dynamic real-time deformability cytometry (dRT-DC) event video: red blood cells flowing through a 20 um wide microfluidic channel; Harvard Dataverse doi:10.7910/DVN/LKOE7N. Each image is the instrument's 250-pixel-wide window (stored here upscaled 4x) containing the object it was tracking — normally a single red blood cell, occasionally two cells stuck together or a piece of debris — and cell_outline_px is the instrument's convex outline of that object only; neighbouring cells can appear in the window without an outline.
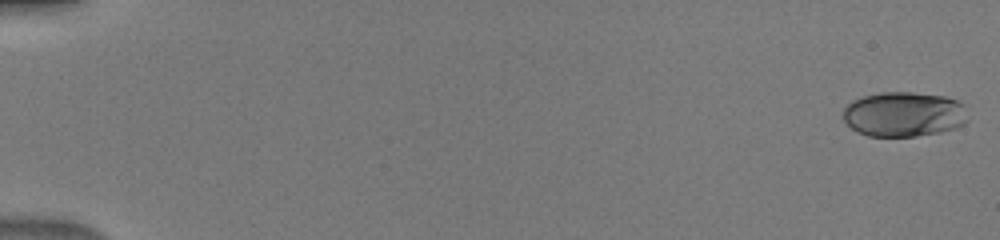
{"species": "human", "species_latin": "Homo sapiens", "temperature_condition": "warm", "stored_images_in_passage": 50, "camera_frame_rate_fps": 3000, "um_per_image_px": 0.085, "donor": {"sex": "male"}, "frame": {"image": 1, "passage_image": 1, "time_ms": 0.0, "image_size_px": [1000, 240], "cell_outline_px": [[968, 120], [964, 124], [956, 128], [940, 132], [916, 136], [868, 136], [856, 132], [844, 120], [844, 108], [852, 100], [864, 96], [880, 92], [912, 92], [944, 96], [956, 100], [964, 104]], "centroid_in_image_um": [76.84, 9.71], "position_along_channel_um": 8.2, "area_um2": 32.77}}
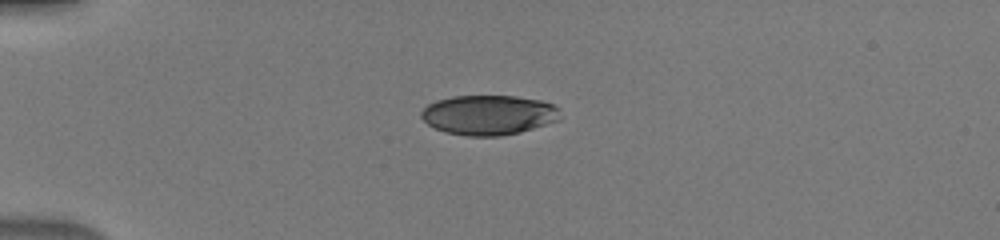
{"frame": {"image": 2, "passage_image": 14, "time_ms": 4.333, "image_size_px": [1000, 240], "cell_outline_px": [[560, 120], [520, 132], [500, 136], [468, 136], [444, 132], [428, 124], [420, 116], [420, 112], [428, 104], [436, 100], [452, 96], [516, 96], [540, 100], [552, 104], [560, 108]], "centroid_in_image_um": [41.54, 9.77], "position_along_channel_um": 43.5, "area_um2": 32.37}}
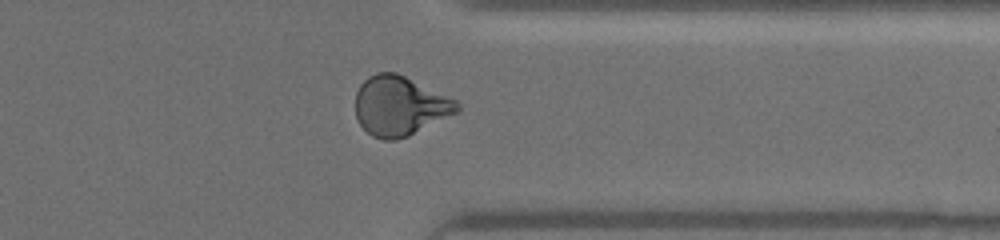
{"frame": {"image": 3, "passage_image": 41, "time_ms": 13.333, "image_size_px": [1000, 240], "cell_outline_px": [[460, 108], [456, 112], [408, 136], [396, 140], [384, 140], [372, 136], [356, 120], [356, 92], [360, 84], [368, 76], [376, 72], [396, 72], [456, 100], [460, 104]], "centroid_in_image_um": [33.94, 9.0], "position_along_channel_um": 377.5, "area_um2": 34.97}}